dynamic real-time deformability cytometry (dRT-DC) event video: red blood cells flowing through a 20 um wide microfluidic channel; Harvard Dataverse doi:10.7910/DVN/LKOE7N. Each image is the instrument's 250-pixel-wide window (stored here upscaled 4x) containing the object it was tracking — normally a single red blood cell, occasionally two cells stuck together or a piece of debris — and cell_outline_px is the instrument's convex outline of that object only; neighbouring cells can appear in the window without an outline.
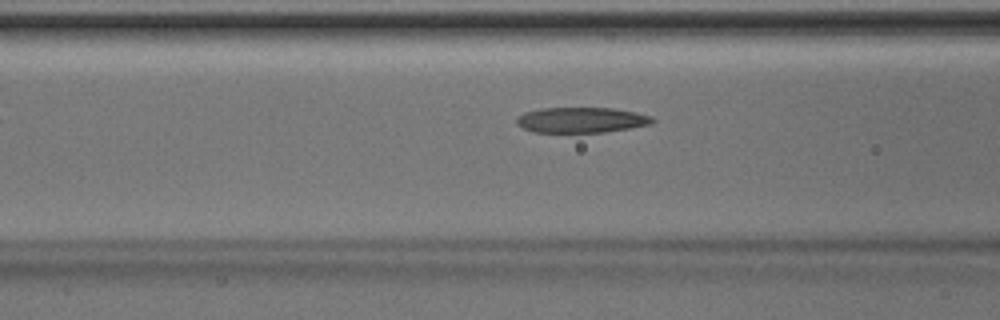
{"species": "Egyptian fruit bat (a non-hibernating species)", "species_latin": "Rousettus aegyptiacus", "temperature_condition": "room temperature", "stored_images_in_passage": 7, "camera_frame_rate_fps": 3000, "um_per_image_px": 0.085, "animal": {"sex": "male"}, "frame": {"image": 1, "passage_image": 5, "time_ms": 1.333, "image_size_px": [1000, 320], "cell_outline_px": [[656, 120], [652, 124], [604, 132], [532, 132], [516, 124], [516, 120], [524, 112], [540, 108], [612, 108], [636, 112], [652, 116]], "centroid_in_image_um": [49.43, 10.19], "position_along_channel_um": 117.2, "area_um2": 20.11}}
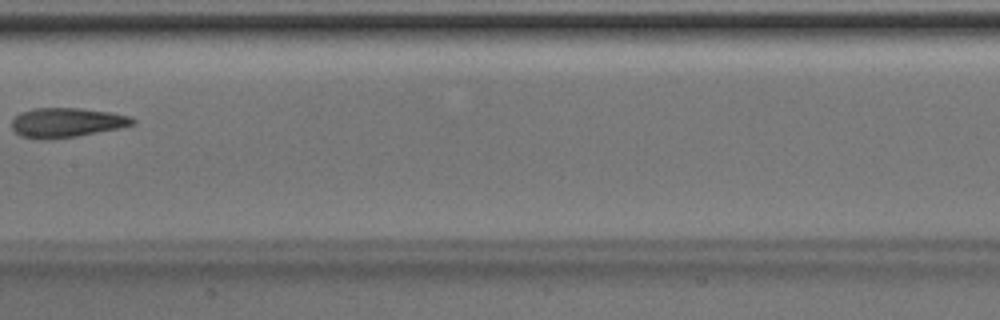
{"frame": {"image": 2, "passage_image": 7, "time_ms": 2.0, "image_size_px": [1000, 320], "cell_outline_px": [[136, 124], [120, 128], [76, 136], [48, 140], [36, 140], [20, 136], [12, 128], [12, 120], [20, 112], [32, 108], [80, 108], [112, 112], [128, 116], [136, 120]], "centroid_in_image_um": [5.64, 10.42], "position_along_channel_um": 201.8, "area_um2": 21.04}}